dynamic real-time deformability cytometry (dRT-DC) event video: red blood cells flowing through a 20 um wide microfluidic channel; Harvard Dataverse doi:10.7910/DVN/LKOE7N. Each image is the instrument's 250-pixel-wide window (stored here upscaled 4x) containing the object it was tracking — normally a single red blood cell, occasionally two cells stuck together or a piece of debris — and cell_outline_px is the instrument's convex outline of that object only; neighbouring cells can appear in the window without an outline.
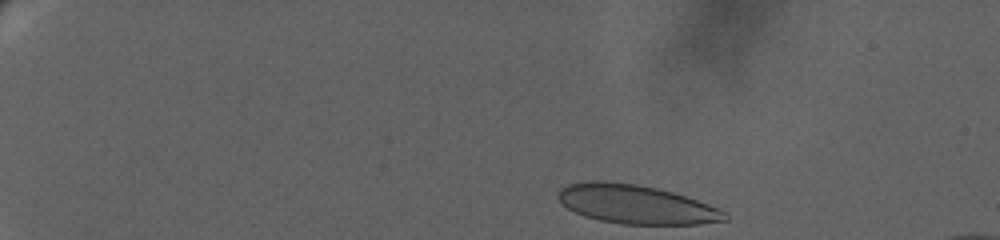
{"species": "human", "species_latin": "Homo sapiens", "temperature_condition": "warm", "stored_images_in_passage": 15, "camera_frame_rate_fps": 3000, "um_per_image_px": 0.085, "donor": {"sex": "female"}, "frame": {"image": 1, "passage_image": 1, "time_ms": 0.0, "image_size_px": [1000, 240], "cell_outline_px": [[728, 220], [700, 224], [620, 224], [600, 220], [584, 216], [568, 208], [556, 196], [560, 188], [568, 184], [584, 180], [604, 180], [636, 184], [660, 188], [708, 204], [728, 212]], "centroid_in_image_um": [54.05, 17.35], "position_along_channel_um": 30.9, "area_um2": 37.97}}
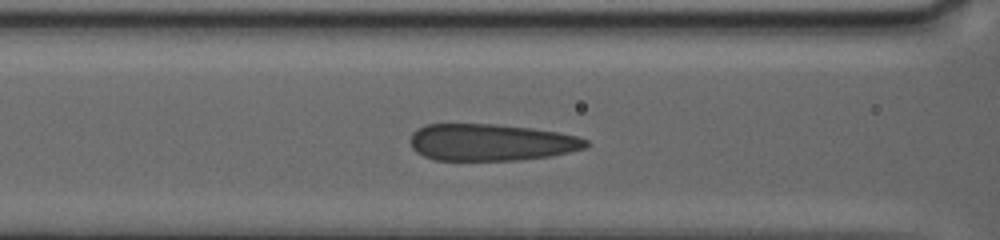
{"frame": {"image": 2, "passage_image": 13, "time_ms": 6.667, "image_size_px": [1000, 240], "cell_outline_px": [[588, 144], [584, 148], [552, 156], [520, 160], [432, 160], [416, 152], [412, 148], [408, 140], [412, 132], [416, 128], [424, 124], [500, 124], [532, 128], [556, 132], [576, 136], [588, 140]], "centroid_in_image_um": [41.67, 12.09], "position_along_channel_um": 124.9, "area_um2": 38.09}}
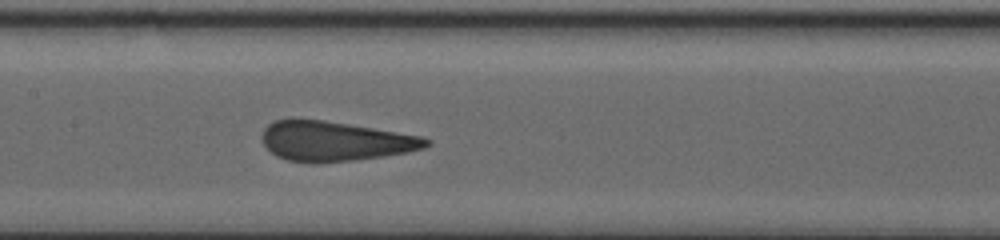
{"frame": {"image": 3, "passage_image": 15, "time_ms": 8.333, "image_size_px": [1000, 240], "cell_outline_px": [[432, 144], [424, 148], [408, 152], [384, 156], [352, 160], [288, 160], [276, 156], [264, 144], [264, 128], [268, 124], [276, 120], [324, 120], [420, 136], [432, 140]], "centroid_in_image_um": [28.54, 11.98], "position_along_channel_um": 178.9, "area_um2": 36.65}}